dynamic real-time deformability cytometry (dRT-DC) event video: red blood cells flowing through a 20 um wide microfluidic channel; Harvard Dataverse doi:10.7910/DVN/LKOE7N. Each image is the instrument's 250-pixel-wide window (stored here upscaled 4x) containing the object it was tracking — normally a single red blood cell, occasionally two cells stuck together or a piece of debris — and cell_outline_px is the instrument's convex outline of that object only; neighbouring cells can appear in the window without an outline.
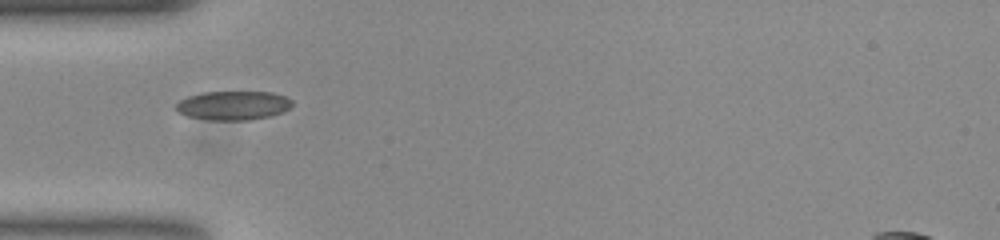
{"species": "common noctule bat (a hibernating species)", "species_latin": "Nyctalus noctula", "temperature_condition": "room temperature", "stored_images_in_passage": 38, "camera_frame_rate_fps": 3000, "um_per_image_px": 0.085, "animal": {"sex": "female", "body_mass_g": 23.0, "forearm_length_mm": 53.4}, "frame": {"image": 1, "passage_image": 1, "time_ms": 0.0, "image_size_px": [1000, 240], "cell_outline_px": [[292, 104], [284, 112], [268, 116], [248, 120], [208, 120], [188, 116], [176, 112], [176, 104], [180, 100], [188, 96], [204, 92], [272, 92], [284, 96], [292, 100]], "centroid_in_image_um": [19.8, 8.96], "position_along_channel_um": 65.2, "area_um2": 19.59}}
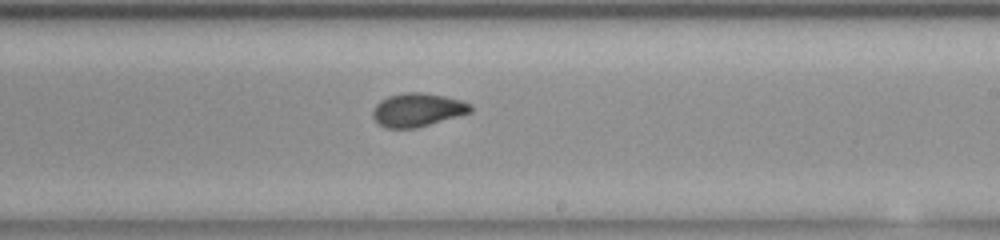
{"frame": {"image": 2, "passage_image": 16, "time_ms": 5.0, "image_size_px": [1000, 240], "cell_outline_px": [[472, 112], [416, 128], [384, 128], [372, 116], [372, 112], [376, 104], [380, 100], [388, 96], [404, 92], [420, 92], [444, 96], [460, 100], [472, 104]], "centroid_in_image_um": [35.48, 9.33], "position_along_channel_um": 253.5, "area_um2": 19.02}}
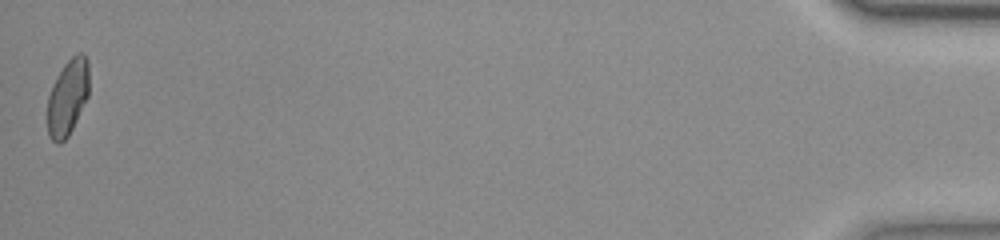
{"frame": {"image": 3, "passage_image": 38, "time_ms": 12.333, "image_size_px": [1000, 240], "cell_outline_px": [[88, 96], [68, 136], [60, 144], [56, 144], [48, 136], [48, 96], [52, 84], [56, 76], [64, 64], [76, 52], [84, 52], [88, 60]], "centroid_in_image_um": [5.75, 8.24], "position_along_channel_um": 429.5, "area_um2": 18.5}, "authors_computed_cell_mechanics": {"area_um2": 18.785, "velocity_mm_per_s": 3.7732, "shape_relaxation_time_tau1_ms": 8.5289, "shape_relaxation_time_tau2_ms": 1.4792, "deformation_change_tau1": 0.2063, "deformation_change_tau2": 0.0588}}